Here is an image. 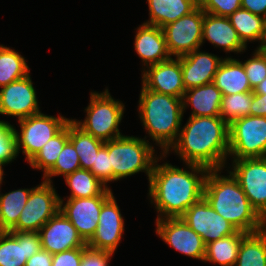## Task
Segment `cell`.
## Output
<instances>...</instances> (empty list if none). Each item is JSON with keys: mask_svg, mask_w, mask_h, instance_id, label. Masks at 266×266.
Segmentation results:
<instances>
[{"mask_svg": "<svg viewBox=\"0 0 266 266\" xmlns=\"http://www.w3.org/2000/svg\"><path fill=\"white\" fill-rule=\"evenodd\" d=\"M41 249L39 232L8 231L0 236V266H25Z\"/></svg>", "mask_w": 266, "mask_h": 266, "instance_id": "obj_19", "label": "cell"}, {"mask_svg": "<svg viewBox=\"0 0 266 266\" xmlns=\"http://www.w3.org/2000/svg\"><path fill=\"white\" fill-rule=\"evenodd\" d=\"M52 256L53 254L41 249L26 261L25 266H52Z\"/></svg>", "mask_w": 266, "mask_h": 266, "instance_id": "obj_43", "label": "cell"}, {"mask_svg": "<svg viewBox=\"0 0 266 266\" xmlns=\"http://www.w3.org/2000/svg\"><path fill=\"white\" fill-rule=\"evenodd\" d=\"M213 83L222 95L253 91L242 61L231 56L224 57L214 75Z\"/></svg>", "mask_w": 266, "mask_h": 266, "instance_id": "obj_24", "label": "cell"}, {"mask_svg": "<svg viewBox=\"0 0 266 266\" xmlns=\"http://www.w3.org/2000/svg\"><path fill=\"white\" fill-rule=\"evenodd\" d=\"M70 120L61 114L55 117L42 112L18 120L21 131L13 124L18 155L22 151L28 163Z\"/></svg>", "mask_w": 266, "mask_h": 266, "instance_id": "obj_8", "label": "cell"}, {"mask_svg": "<svg viewBox=\"0 0 266 266\" xmlns=\"http://www.w3.org/2000/svg\"><path fill=\"white\" fill-rule=\"evenodd\" d=\"M228 171L238 180L247 199L266 220V157L231 160Z\"/></svg>", "mask_w": 266, "mask_h": 266, "instance_id": "obj_10", "label": "cell"}, {"mask_svg": "<svg viewBox=\"0 0 266 266\" xmlns=\"http://www.w3.org/2000/svg\"><path fill=\"white\" fill-rule=\"evenodd\" d=\"M18 156L13 125L0 119V165L12 163Z\"/></svg>", "mask_w": 266, "mask_h": 266, "instance_id": "obj_36", "label": "cell"}, {"mask_svg": "<svg viewBox=\"0 0 266 266\" xmlns=\"http://www.w3.org/2000/svg\"><path fill=\"white\" fill-rule=\"evenodd\" d=\"M262 53L263 55L266 57V41H264L260 47L258 48Z\"/></svg>", "mask_w": 266, "mask_h": 266, "instance_id": "obj_47", "label": "cell"}, {"mask_svg": "<svg viewBox=\"0 0 266 266\" xmlns=\"http://www.w3.org/2000/svg\"><path fill=\"white\" fill-rule=\"evenodd\" d=\"M79 169H81V167L78 154L73 144L68 140L60 152L54 166L42 176V179L43 181L53 183V180L51 179L52 177L62 176L65 178L67 175Z\"/></svg>", "mask_w": 266, "mask_h": 266, "instance_id": "obj_35", "label": "cell"}, {"mask_svg": "<svg viewBox=\"0 0 266 266\" xmlns=\"http://www.w3.org/2000/svg\"><path fill=\"white\" fill-rule=\"evenodd\" d=\"M221 100L222 93L213 82L189 88L185 90L182 98L183 113L187 107L192 106L190 116H220Z\"/></svg>", "mask_w": 266, "mask_h": 266, "instance_id": "obj_23", "label": "cell"}, {"mask_svg": "<svg viewBox=\"0 0 266 266\" xmlns=\"http://www.w3.org/2000/svg\"><path fill=\"white\" fill-rule=\"evenodd\" d=\"M83 247L73 248L52 256V266H80Z\"/></svg>", "mask_w": 266, "mask_h": 266, "instance_id": "obj_41", "label": "cell"}, {"mask_svg": "<svg viewBox=\"0 0 266 266\" xmlns=\"http://www.w3.org/2000/svg\"><path fill=\"white\" fill-rule=\"evenodd\" d=\"M124 220L112 194L102 205L96 232L87 245L115 253L124 235Z\"/></svg>", "mask_w": 266, "mask_h": 266, "instance_id": "obj_16", "label": "cell"}, {"mask_svg": "<svg viewBox=\"0 0 266 266\" xmlns=\"http://www.w3.org/2000/svg\"><path fill=\"white\" fill-rule=\"evenodd\" d=\"M32 189L21 188L5 194L0 191V216L4 227L8 231L17 224Z\"/></svg>", "mask_w": 266, "mask_h": 266, "instance_id": "obj_33", "label": "cell"}, {"mask_svg": "<svg viewBox=\"0 0 266 266\" xmlns=\"http://www.w3.org/2000/svg\"><path fill=\"white\" fill-rule=\"evenodd\" d=\"M138 115L147 136L166 153L177 141L183 122L182 98L141 87Z\"/></svg>", "mask_w": 266, "mask_h": 266, "instance_id": "obj_4", "label": "cell"}, {"mask_svg": "<svg viewBox=\"0 0 266 266\" xmlns=\"http://www.w3.org/2000/svg\"><path fill=\"white\" fill-rule=\"evenodd\" d=\"M184 163L209 169L227 168L229 125L220 116H189L181 127L177 141L166 152H172Z\"/></svg>", "mask_w": 266, "mask_h": 266, "instance_id": "obj_2", "label": "cell"}, {"mask_svg": "<svg viewBox=\"0 0 266 266\" xmlns=\"http://www.w3.org/2000/svg\"><path fill=\"white\" fill-rule=\"evenodd\" d=\"M54 186L53 183L42 181L31 190L17 224L10 231L39 232L60 211V196Z\"/></svg>", "mask_w": 266, "mask_h": 266, "instance_id": "obj_9", "label": "cell"}, {"mask_svg": "<svg viewBox=\"0 0 266 266\" xmlns=\"http://www.w3.org/2000/svg\"><path fill=\"white\" fill-rule=\"evenodd\" d=\"M114 252L94 249L86 245L83 247V254L80 266H109Z\"/></svg>", "mask_w": 266, "mask_h": 266, "instance_id": "obj_40", "label": "cell"}, {"mask_svg": "<svg viewBox=\"0 0 266 266\" xmlns=\"http://www.w3.org/2000/svg\"><path fill=\"white\" fill-rule=\"evenodd\" d=\"M156 235L177 252L203 262L206 245L203 239L181 218L156 219Z\"/></svg>", "mask_w": 266, "mask_h": 266, "instance_id": "obj_12", "label": "cell"}, {"mask_svg": "<svg viewBox=\"0 0 266 266\" xmlns=\"http://www.w3.org/2000/svg\"><path fill=\"white\" fill-rule=\"evenodd\" d=\"M181 218L202 237L205 245L238 231L218 214L204 197L188 208Z\"/></svg>", "mask_w": 266, "mask_h": 266, "instance_id": "obj_13", "label": "cell"}, {"mask_svg": "<svg viewBox=\"0 0 266 266\" xmlns=\"http://www.w3.org/2000/svg\"><path fill=\"white\" fill-rule=\"evenodd\" d=\"M64 180L71 191L66 198H89L113 194L112 189L103 184L89 170H76L67 175Z\"/></svg>", "mask_w": 266, "mask_h": 266, "instance_id": "obj_26", "label": "cell"}, {"mask_svg": "<svg viewBox=\"0 0 266 266\" xmlns=\"http://www.w3.org/2000/svg\"><path fill=\"white\" fill-rule=\"evenodd\" d=\"M210 169L203 197L210 206L238 231L253 233L266 227V220L257 212L246 197L238 180L227 170Z\"/></svg>", "mask_w": 266, "mask_h": 266, "instance_id": "obj_3", "label": "cell"}, {"mask_svg": "<svg viewBox=\"0 0 266 266\" xmlns=\"http://www.w3.org/2000/svg\"><path fill=\"white\" fill-rule=\"evenodd\" d=\"M200 49L179 57L185 90L212 83L224 59L212 53L202 52Z\"/></svg>", "mask_w": 266, "mask_h": 266, "instance_id": "obj_20", "label": "cell"}, {"mask_svg": "<svg viewBox=\"0 0 266 266\" xmlns=\"http://www.w3.org/2000/svg\"><path fill=\"white\" fill-rule=\"evenodd\" d=\"M160 156V157H159ZM154 162L149 179L148 198L157 212L156 219L181 217L194 203L203 198L205 180L209 168L185 163L184 168L174 166L160 153Z\"/></svg>", "mask_w": 266, "mask_h": 266, "instance_id": "obj_1", "label": "cell"}, {"mask_svg": "<svg viewBox=\"0 0 266 266\" xmlns=\"http://www.w3.org/2000/svg\"><path fill=\"white\" fill-rule=\"evenodd\" d=\"M146 137L122 135L108 141L113 182L139 172H144L149 182L158 153Z\"/></svg>", "mask_w": 266, "mask_h": 266, "instance_id": "obj_5", "label": "cell"}, {"mask_svg": "<svg viewBox=\"0 0 266 266\" xmlns=\"http://www.w3.org/2000/svg\"><path fill=\"white\" fill-rule=\"evenodd\" d=\"M37 92L30 73L0 89V114L17 120L40 113Z\"/></svg>", "mask_w": 266, "mask_h": 266, "instance_id": "obj_14", "label": "cell"}, {"mask_svg": "<svg viewBox=\"0 0 266 266\" xmlns=\"http://www.w3.org/2000/svg\"><path fill=\"white\" fill-rule=\"evenodd\" d=\"M229 157L232 160L266 157V117L249 115L229 125Z\"/></svg>", "mask_w": 266, "mask_h": 266, "instance_id": "obj_7", "label": "cell"}, {"mask_svg": "<svg viewBox=\"0 0 266 266\" xmlns=\"http://www.w3.org/2000/svg\"><path fill=\"white\" fill-rule=\"evenodd\" d=\"M246 234L237 231L233 235L206 244L203 262L220 266H235L242 239Z\"/></svg>", "mask_w": 266, "mask_h": 266, "instance_id": "obj_27", "label": "cell"}, {"mask_svg": "<svg viewBox=\"0 0 266 266\" xmlns=\"http://www.w3.org/2000/svg\"><path fill=\"white\" fill-rule=\"evenodd\" d=\"M263 18H264V41H266V14Z\"/></svg>", "mask_w": 266, "mask_h": 266, "instance_id": "obj_49", "label": "cell"}, {"mask_svg": "<svg viewBox=\"0 0 266 266\" xmlns=\"http://www.w3.org/2000/svg\"><path fill=\"white\" fill-rule=\"evenodd\" d=\"M69 140V122L55 134L28 162L33 169L41 170L43 176L54 166L65 143Z\"/></svg>", "mask_w": 266, "mask_h": 266, "instance_id": "obj_32", "label": "cell"}, {"mask_svg": "<svg viewBox=\"0 0 266 266\" xmlns=\"http://www.w3.org/2000/svg\"><path fill=\"white\" fill-rule=\"evenodd\" d=\"M69 141L73 144L81 169L90 170L95 163L96 155L105 142L85 133L72 118L69 121Z\"/></svg>", "mask_w": 266, "mask_h": 266, "instance_id": "obj_30", "label": "cell"}, {"mask_svg": "<svg viewBox=\"0 0 266 266\" xmlns=\"http://www.w3.org/2000/svg\"><path fill=\"white\" fill-rule=\"evenodd\" d=\"M252 91L222 95L220 117L230 125L234 120L250 115Z\"/></svg>", "mask_w": 266, "mask_h": 266, "instance_id": "obj_34", "label": "cell"}, {"mask_svg": "<svg viewBox=\"0 0 266 266\" xmlns=\"http://www.w3.org/2000/svg\"><path fill=\"white\" fill-rule=\"evenodd\" d=\"M3 165H0V189H1V185H2V182H3V179L5 176L4 175V169H3Z\"/></svg>", "mask_w": 266, "mask_h": 266, "instance_id": "obj_48", "label": "cell"}, {"mask_svg": "<svg viewBox=\"0 0 266 266\" xmlns=\"http://www.w3.org/2000/svg\"><path fill=\"white\" fill-rule=\"evenodd\" d=\"M241 8L264 17L266 14V0H241Z\"/></svg>", "mask_w": 266, "mask_h": 266, "instance_id": "obj_44", "label": "cell"}, {"mask_svg": "<svg viewBox=\"0 0 266 266\" xmlns=\"http://www.w3.org/2000/svg\"><path fill=\"white\" fill-rule=\"evenodd\" d=\"M253 92L256 94H266V78L254 88Z\"/></svg>", "mask_w": 266, "mask_h": 266, "instance_id": "obj_45", "label": "cell"}, {"mask_svg": "<svg viewBox=\"0 0 266 266\" xmlns=\"http://www.w3.org/2000/svg\"><path fill=\"white\" fill-rule=\"evenodd\" d=\"M89 171L107 187L109 186L108 183L112 182V166H110L108 154V141L99 149L95 163Z\"/></svg>", "mask_w": 266, "mask_h": 266, "instance_id": "obj_38", "label": "cell"}, {"mask_svg": "<svg viewBox=\"0 0 266 266\" xmlns=\"http://www.w3.org/2000/svg\"><path fill=\"white\" fill-rule=\"evenodd\" d=\"M125 105L122 101L114 99L108 88L104 92H90V100L85 107L84 120L72 121L85 133L107 142L122 136L119 125L124 117Z\"/></svg>", "mask_w": 266, "mask_h": 266, "instance_id": "obj_6", "label": "cell"}, {"mask_svg": "<svg viewBox=\"0 0 266 266\" xmlns=\"http://www.w3.org/2000/svg\"><path fill=\"white\" fill-rule=\"evenodd\" d=\"M149 19L144 23L160 28L190 14L198 6V0H147Z\"/></svg>", "mask_w": 266, "mask_h": 266, "instance_id": "obj_25", "label": "cell"}, {"mask_svg": "<svg viewBox=\"0 0 266 266\" xmlns=\"http://www.w3.org/2000/svg\"><path fill=\"white\" fill-rule=\"evenodd\" d=\"M203 19L204 11L198 6L162 28L171 57L186 55L202 46Z\"/></svg>", "mask_w": 266, "mask_h": 266, "instance_id": "obj_11", "label": "cell"}, {"mask_svg": "<svg viewBox=\"0 0 266 266\" xmlns=\"http://www.w3.org/2000/svg\"><path fill=\"white\" fill-rule=\"evenodd\" d=\"M141 72V83L146 89L183 98L185 88L179 57H171L161 63L148 66Z\"/></svg>", "mask_w": 266, "mask_h": 266, "instance_id": "obj_17", "label": "cell"}, {"mask_svg": "<svg viewBox=\"0 0 266 266\" xmlns=\"http://www.w3.org/2000/svg\"><path fill=\"white\" fill-rule=\"evenodd\" d=\"M235 266H266V227L243 237Z\"/></svg>", "mask_w": 266, "mask_h": 266, "instance_id": "obj_29", "label": "cell"}, {"mask_svg": "<svg viewBox=\"0 0 266 266\" xmlns=\"http://www.w3.org/2000/svg\"><path fill=\"white\" fill-rule=\"evenodd\" d=\"M39 234L42 249L51 254L87 245L75 226L61 211L45 223Z\"/></svg>", "mask_w": 266, "mask_h": 266, "instance_id": "obj_18", "label": "cell"}, {"mask_svg": "<svg viewBox=\"0 0 266 266\" xmlns=\"http://www.w3.org/2000/svg\"><path fill=\"white\" fill-rule=\"evenodd\" d=\"M110 196L89 198H63L60 196V211L75 226L82 239L88 243L94 236L103 203Z\"/></svg>", "mask_w": 266, "mask_h": 266, "instance_id": "obj_15", "label": "cell"}, {"mask_svg": "<svg viewBox=\"0 0 266 266\" xmlns=\"http://www.w3.org/2000/svg\"><path fill=\"white\" fill-rule=\"evenodd\" d=\"M135 33L134 50L142 60V71L171 58L162 28L142 23Z\"/></svg>", "mask_w": 266, "mask_h": 266, "instance_id": "obj_21", "label": "cell"}, {"mask_svg": "<svg viewBox=\"0 0 266 266\" xmlns=\"http://www.w3.org/2000/svg\"><path fill=\"white\" fill-rule=\"evenodd\" d=\"M228 19L237 31L242 43L247 47L248 42L258 41L259 46L264 42V18L250 11L240 8L232 13Z\"/></svg>", "mask_w": 266, "mask_h": 266, "instance_id": "obj_28", "label": "cell"}, {"mask_svg": "<svg viewBox=\"0 0 266 266\" xmlns=\"http://www.w3.org/2000/svg\"><path fill=\"white\" fill-rule=\"evenodd\" d=\"M253 55L243 63L250 86L254 88L266 78V57L259 49H254Z\"/></svg>", "mask_w": 266, "mask_h": 266, "instance_id": "obj_37", "label": "cell"}, {"mask_svg": "<svg viewBox=\"0 0 266 266\" xmlns=\"http://www.w3.org/2000/svg\"><path fill=\"white\" fill-rule=\"evenodd\" d=\"M6 232H8V230L4 227L0 216V236L5 234Z\"/></svg>", "mask_w": 266, "mask_h": 266, "instance_id": "obj_46", "label": "cell"}, {"mask_svg": "<svg viewBox=\"0 0 266 266\" xmlns=\"http://www.w3.org/2000/svg\"><path fill=\"white\" fill-rule=\"evenodd\" d=\"M30 73L24 56L15 49L0 44V88Z\"/></svg>", "mask_w": 266, "mask_h": 266, "instance_id": "obj_31", "label": "cell"}, {"mask_svg": "<svg viewBox=\"0 0 266 266\" xmlns=\"http://www.w3.org/2000/svg\"><path fill=\"white\" fill-rule=\"evenodd\" d=\"M199 7L205 13L229 17L241 8V0H198Z\"/></svg>", "mask_w": 266, "mask_h": 266, "instance_id": "obj_39", "label": "cell"}, {"mask_svg": "<svg viewBox=\"0 0 266 266\" xmlns=\"http://www.w3.org/2000/svg\"><path fill=\"white\" fill-rule=\"evenodd\" d=\"M250 115L266 117V94H256L252 91Z\"/></svg>", "mask_w": 266, "mask_h": 266, "instance_id": "obj_42", "label": "cell"}, {"mask_svg": "<svg viewBox=\"0 0 266 266\" xmlns=\"http://www.w3.org/2000/svg\"><path fill=\"white\" fill-rule=\"evenodd\" d=\"M205 41L210 42L214 48L222 49L226 54H241L247 50L228 17L204 12L202 45Z\"/></svg>", "mask_w": 266, "mask_h": 266, "instance_id": "obj_22", "label": "cell"}]
</instances>
